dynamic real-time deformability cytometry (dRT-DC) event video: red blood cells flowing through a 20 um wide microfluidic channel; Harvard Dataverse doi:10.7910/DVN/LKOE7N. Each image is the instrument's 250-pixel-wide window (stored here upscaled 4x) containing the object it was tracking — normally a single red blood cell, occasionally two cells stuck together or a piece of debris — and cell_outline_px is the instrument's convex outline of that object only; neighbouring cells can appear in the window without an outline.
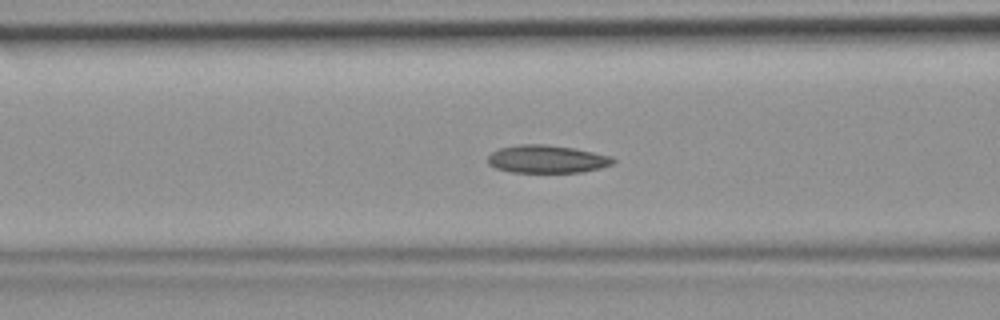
{"species": "common noctule bat (a hibernating species)", "species_latin": "Nyctalus noctula", "temperature_condition": "room temperature", "stored_images_in_passage": 47, "camera_frame_rate_fps": 3000, "um_per_image_px": 0.085, "animal": {"sex": "female", "body_mass_g": 19.9}, "frame": {"image": 1, "passage_image": 19, "time_ms": 6.0, "image_size_px": [1000, 320], "cell_outline_px": [[616, 160], [612, 164], [600, 168], [584, 172], [512, 172], [496, 168], [488, 164], [488, 156], [492, 152], [500, 148], [520, 144], [544, 144], [572, 148], [612, 156]], "centroid_in_image_um": [46.49, 13.52], "position_along_channel_um": 120.1, "area_um2": 20.23}}
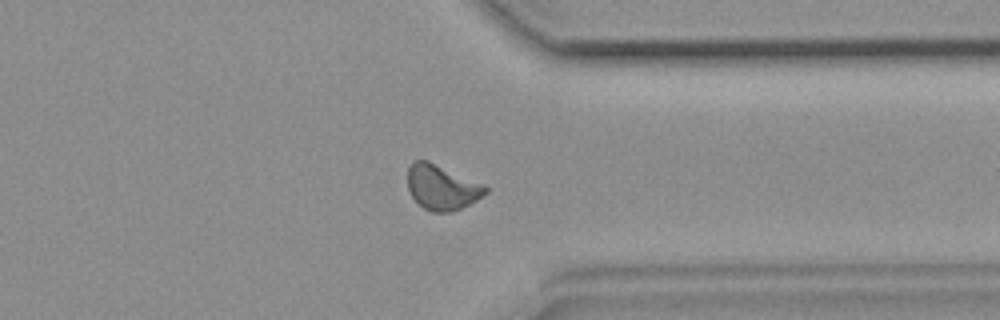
{"frame": {"image": 2, "passage_image": 37, "time_ms": 12.0, "image_size_px": [1000, 320], "cell_outline_px": [[488, 192], [476, 200], [452, 212], [432, 212], [424, 208], [412, 196], [408, 188], [408, 168], [412, 160], [428, 160], [484, 184], [488, 188]], "centroid_in_image_um": [37.56, 15.9], "position_along_channel_um": 373.8, "area_um2": 20.35}}
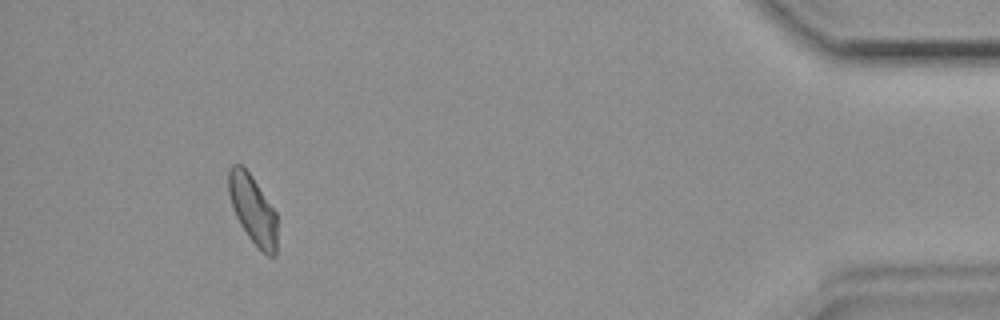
{"frame": {"image": 3, "passage_image": 44, "time_ms": 14.333, "image_size_px": [1000, 320], "cell_outline_px": [[276, 256], [268, 256], [248, 236], [240, 224], [236, 216], [228, 192], [228, 168], [232, 164], [240, 164], [252, 176], [276, 212]], "centroid_in_image_um": [21.48, 17.77], "position_along_channel_um": 413.7, "area_um2": 19.13}}